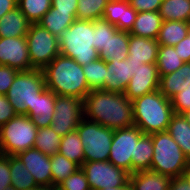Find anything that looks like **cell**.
<instances>
[{"instance_id":"6da1fadb","label":"cell","mask_w":190,"mask_h":190,"mask_svg":"<svg viewBox=\"0 0 190 190\" xmlns=\"http://www.w3.org/2000/svg\"><path fill=\"white\" fill-rule=\"evenodd\" d=\"M84 118L116 130L133 126V103L124 93L91 90L83 100Z\"/></svg>"},{"instance_id":"7a4b0ae2","label":"cell","mask_w":190,"mask_h":190,"mask_svg":"<svg viewBox=\"0 0 190 190\" xmlns=\"http://www.w3.org/2000/svg\"><path fill=\"white\" fill-rule=\"evenodd\" d=\"M45 86L56 95L76 96L83 99L91 91L82 65L59 54L43 70Z\"/></svg>"},{"instance_id":"3957f363","label":"cell","mask_w":190,"mask_h":190,"mask_svg":"<svg viewBox=\"0 0 190 190\" xmlns=\"http://www.w3.org/2000/svg\"><path fill=\"white\" fill-rule=\"evenodd\" d=\"M132 103L133 123L144 134L167 131L174 115L169 98L156 90L134 99Z\"/></svg>"},{"instance_id":"277c9868","label":"cell","mask_w":190,"mask_h":190,"mask_svg":"<svg viewBox=\"0 0 190 190\" xmlns=\"http://www.w3.org/2000/svg\"><path fill=\"white\" fill-rule=\"evenodd\" d=\"M95 27L91 20L76 19L59 37L60 54L84 66L99 58L94 48Z\"/></svg>"},{"instance_id":"5b68a950","label":"cell","mask_w":190,"mask_h":190,"mask_svg":"<svg viewBox=\"0 0 190 190\" xmlns=\"http://www.w3.org/2000/svg\"><path fill=\"white\" fill-rule=\"evenodd\" d=\"M153 158L150 170L167 176H183L190 168V161L168 131L150 134Z\"/></svg>"},{"instance_id":"8992f818","label":"cell","mask_w":190,"mask_h":190,"mask_svg":"<svg viewBox=\"0 0 190 190\" xmlns=\"http://www.w3.org/2000/svg\"><path fill=\"white\" fill-rule=\"evenodd\" d=\"M45 88L42 70L19 71L6 97L17 115H27L33 109L37 95Z\"/></svg>"},{"instance_id":"52a82bcc","label":"cell","mask_w":190,"mask_h":190,"mask_svg":"<svg viewBox=\"0 0 190 190\" xmlns=\"http://www.w3.org/2000/svg\"><path fill=\"white\" fill-rule=\"evenodd\" d=\"M38 128L27 115H16L0 127V151L5 155H17L33 148Z\"/></svg>"},{"instance_id":"ba28073f","label":"cell","mask_w":190,"mask_h":190,"mask_svg":"<svg viewBox=\"0 0 190 190\" xmlns=\"http://www.w3.org/2000/svg\"><path fill=\"white\" fill-rule=\"evenodd\" d=\"M84 149V162L108 161L114 130L83 118L77 126Z\"/></svg>"},{"instance_id":"9c48e42d","label":"cell","mask_w":190,"mask_h":190,"mask_svg":"<svg viewBox=\"0 0 190 190\" xmlns=\"http://www.w3.org/2000/svg\"><path fill=\"white\" fill-rule=\"evenodd\" d=\"M32 69L43 70L60 54L58 37L38 23H31L26 35Z\"/></svg>"},{"instance_id":"30bf717a","label":"cell","mask_w":190,"mask_h":190,"mask_svg":"<svg viewBox=\"0 0 190 190\" xmlns=\"http://www.w3.org/2000/svg\"><path fill=\"white\" fill-rule=\"evenodd\" d=\"M144 133L135 125L114 130L108 161L132 174V158Z\"/></svg>"},{"instance_id":"8fae6325","label":"cell","mask_w":190,"mask_h":190,"mask_svg":"<svg viewBox=\"0 0 190 190\" xmlns=\"http://www.w3.org/2000/svg\"><path fill=\"white\" fill-rule=\"evenodd\" d=\"M51 128L64 137L77 129L84 118L83 99L76 96L56 95Z\"/></svg>"},{"instance_id":"7c38bea8","label":"cell","mask_w":190,"mask_h":190,"mask_svg":"<svg viewBox=\"0 0 190 190\" xmlns=\"http://www.w3.org/2000/svg\"><path fill=\"white\" fill-rule=\"evenodd\" d=\"M81 169L86 174L91 190L120 187L129 180L130 176L128 172L109 161L84 162Z\"/></svg>"},{"instance_id":"4fadbf2b","label":"cell","mask_w":190,"mask_h":190,"mask_svg":"<svg viewBox=\"0 0 190 190\" xmlns=\"http://www.w3.org/2000/svg\"><path fill=\"white\" fill-rule=\"evenodd\" d=\"M0 65H7L18 71L31 70L26 36L0 38Z\"/></svg>"},{"instance_id":"5bb4252c","label":"cell","mask_w":190,"mask_h":190,"mask_svg":"<svg viewBox=\"0 0 190 190\" xmlns=\"http://www.w3.org/2000/svg\"><path fill=\"white\" fill-rule=\"evenodd\" d=\"M143 62L115 61V59L106 62V77L104 78V87L102 90L115 93H124L130 79Z\"/></svg>"},{"instance_id":"9a60e30c","label":"cell","mask_w":190,"mask_h":190,"mask_svg":"<svg viewBox=\"0 0 190 190\" xmlns=\"http://www.w3.org/2000/svg\"><path fill=\"white\" fill-rule=\"evenodd\" d=\"M159 80L160 76L156 63H144L140 65L130 79L124 94L130 101H133L138 97L158 90Z\"/></svg>"},{"instance_id":"2e32d148","label":"cell","mask_w":190,"mask_h":190,"mask_svg":"<svg viewBox=\"0 0 190 190\" xmlns=\"http://www.w3.org/2000/svg\"><path fill=\"white\" fill-rule=\"evenodd\" d=\"M34 177L38 186L53 187L50 156L30 148L16 155Z\"/></svg>"},{"instance_id":"e0dca14e","label":"cell","mask_w":190,"mask_h":190,"mask_svg":"<svg viewBox=\"0 0 190 190\" xmlns=\"http://www.w3.org/2000/svg\"><path fill=\"white\" fill-rule=\"evenodd\" d=\"M137 13L128 0H110L105 6L102 18L115 25L118 30L130 32Z\"/></svg>"},{"instance_id":"ac0fdd59","label":"cell","mask_w":190,"mask_h":190,"mask_svg":"<svg viewBox=\"0 0 190 190\" xmlns=\"http://www.w3.org/2000/svg\"><path fill=\"white\" fill-rule=\"evenodd\" d=\"M159 43L156 39L129 34L128 61L155 64Z\"/></svg>"},{"instance_id":"d6986e66","label":"cell","mask_w":190,"mask_h":190,"mask_svg":"<svg viewBox=\"0 0 190 190\" xmlns=\"http://www.w3.org/2000/svg\"><path fill=\"white\" fill-rule=\"evenodd\" d=\"M56 94L45 88L37 95L33 109L27 114L37 128L49 127L52 124Z\"/></svg>"},{"instance_id":"ffe728a7","label":"cell","mask_w":190,"mask_h":190,"mask_svg":"<svg viewBox=\"0 0 190 190\" xmlns=\"http://www.w3.org/2000/svg\"><path fill=\"white\" fill-rule=\"evenodd\" d=\"M190 84V62L178 68L175 72L162 75L159 80L158 90L166 97L171 99L174 95L181 92Z\"/></svg>"},{"instance_id":"44dd1931","label":"cell","mask_w":190,"mask_h":190,"mask_svg":"<svg viewBox=\"0 0 190 190\" xmlns=\"http://www.w3.org/2000/svg\"><path fill=\"white\" fill-rule=\"evenodd\" d=\"M31 22L16 7L0 18V38H16L27 35Z\"/></svg>"},{"instance_id":"7402d4cb","label":"cell","mask_w":190,"mask_h":190,"mask_svg":"<svg viewBox=\"0 0 190 190\" xmlns=\"http://www.w3.org/2000/svg\"><path fill=\"white\" fill-rule=\"evenodd\" d=\"M171 179L152 170L134 172L129 176L134 190H168Z\"/></svg>"},{"instance_id":"603a6c76","label":"cell","mask_w":190,"mask_h":190,"mask_svg":"<svg viewBox=\"0 0 190 190\" xmlns=\"http://www.w3.org/2000/svg\"><path fill=\"white\" fill-rule=\"evenodd\" d=\"M162 22L159 11L138 12L134 26L129 33L144 38L157 39Z\"/></svg>"},{"instance_id":"cb8c5ba5","label":"cell","mask_w":190,"mask_h":190,"mask_svg":"<svg viewBox=\"0 0 190 190\" xmlns=\"http://www.w3.org/2000/svg\"><path fill=\"white\" fill-rule=\"evenodd\" d=\"M129 32L118 30L110 37L106 46L99 51V58L109 62L122 61L128 58Z\"/></svg>"},{"instance_id":"d4e9b609","label":"cell","mask_w":190,"mask_h":190,"mask_svg":"<svg viewBox=\"0 0 190 190\" xmlns=\"http://www.w3.org/2000/svg\"><path fill=\"white\" fill-rule=\"evenodd\" d=\"M76 19V12H63L51 7L38 24L59 37Z\"/></svg>"},{"instance_id":"484cf974","label":"cell","mask_w":190,"mask_h":190,"mask_svg":"<svg viewBox=\"0 0 190 190\" xmlns=\"http://www.w3.org/2000/svg\"><path fill=\"white\" fill-rule=\"evenodd\" d=\"M189 28L190 22L163 21L156 40L159 45L174 47L188 35Z\"/></svg>"},{"instance_id":"4316f807","label":"cell","mask_w":190,"mask_h":190,"mask_svg":"<svg viewBox=\"0 0 190 190\" xmlns=\"http://www.w3.org/2000/svg\"><path fill=\"white\" fill-rule=\"evenodd\" d=\"M167 131L190 161V125L181 114L171 117Z\"/></svg>"},{"instance_id":"83f0119b","label":"cell","mask_w":190,"mask_h":190,"mask_svg":"<svg viewBox=\"0 0 190 190\" xmlns=\"http://www.w3.org/2000/svg\"><path fill=\"white\" fill-rule=\"evenodd\" d=\"M11 186L17 190H30L37 186L34 177L16 155H9Z\"/></svg>"},{"instance_id":"f1b7e54d","label":"cell","mask_w":190,"mask_h":190,"mask_svg":"<svg viewBox=\"0 0 190 190\" xmlns=\"http://www.w3.org/2000/svg\"><path fill=\"white\" fill-rule=\"evenodd\" d=\"M159 14L163 21L190 22V0H163Z\"/></svg>"},{"instance_id":"f546056e","label":"cell","mask_w":190,"mask_h":190,"mask_svg":"<svg viewBox=\"0 0 190 190\" xmlns=\"http://www.w3.org/2000/svg\"><path fill=\"white\" fill-rule=\"evenodd\" d=\"M153 158L152 136L144 134L137 142L135 156L132 158V174L150 170Z\"/></svg>"},{"instance_id":"4dcf8cb0","label":"cell","mask_w":190,"mask_h":190,"mask_svg":"<svg viewBox=\"0 0 190 190\" xmlns=\"http://www.w3.org/2000/svg\"><path fill=\"white\" fill-rule=\"evenodd\" d=\"M58 153L75 162L80 167L84 163V149L77 130L62 137Z\"/></svg>"},{"instance_id":"1f68e13d","label":"cell","mask_w":190,"mask_h":190,"mask_svg":"<svg viewBox=\"0 0 190 190\" xmlns=\"http://www.w3.org/2000/svg\"><path fill=\"white\" fill-rule=\"evenodd\" d=\"M183 64L184 61L173 46L159 45L156 65L160 77L175 72Z\"/></svg>"},{"instance_id":"d6a6232c","label":"cell","mask_w":190,"mask_h":190,"mask_svg":"<svg viewBox=\"0 0 190 190\" xmlns=\"http://www.w3.org/2000/svg\"><path fill=\"white\" fill-rule=\"evenodd\" d=\"M53 187H57L68 176L81 168L75 162L67 159L60 153L50 156Z\"/></svg>"},{"instance_id":"836d02e7","label":"cell","mask_w":190,"mask_h":190,"mask_svg":"<svg viewBox=\"0 0 190 190\" xmlns=\"http://www.w3.org/2000/svg\"><path fill=\"white\" fill-rule=\"evenodd\" d=\"M61 139L62 137L51 126L38 128L33 148L40 150L45 155L52 156L59 151Z\"/></svg>"},{"instance_id":"e575fe53","label":"cell","mask_w":190,"mask_h":190,"mask_svg":"<svg viewBox=\"0 0 190 190\" xmlns=\"http://www.w3.org/2000/svg\"><path fill=\"white\" fill-rule=\"evenodd\" d=\"M82 68L90 90H98L104 87L106 61L98 58L95 61L82 66Z\"/></svg>"},{"instance_id":"d590c367","label":"cell","mask_w":190,"mask_h":190,"mask_svg":"<svg viewBox=\"0 0 190 190\" xmlns=\"http://www.w3.org/2000/svg\"><path fill=\"white\" fill-rule=\"evenodd\" d=\"M52 0H18L17 7L31 23L38 21L51 8Z\"/></svg>"},{"instance_id":"8d00e7d4","label":"cell","mask_w":190,"mask_h":190,"mask_svg":"<svg viewBox=\"0 0 190 190\" xmlns=\"http://www.w3.org/2000/svg\"><path fill=\"white\" fill-rule=\"evenodd\" d=\"M77 19L96 20L103 17L105 6L110 0H77Z\"/></svg>"},{"instance_id":"74e56055","label":"cell","mask_w":190,"mask_h":190,"mask_svg":"<svg viewBox=\"0 0 190 190\" xmlns=\"http://www.w3.org/2000/svg\"><path fill=\"white\" fill-rule=\"evenodd\" d=\"M93 23L95 27L93 46L99 52L106 46L110 37L113 36L118 29L104 18L93 20Z\"/></svg>"},{"instance_id":"f35d334b","label":"cell","mask_w":190,"mask_h":190,"mask_svg":"<svg viewBox=\"0 0 190 190\" xmlns=\"http://www.w3.org/2000/svg\"><path fill=\"white\" fill-rule=\"evenodd\" d=\"M57 188L59 190H91L86 174L81 168L68 176Z\"/></svg>"},{"instance_id":"ab89813d","label":"cell","mask_w":190,"mask_h":190,"mask_svg":"<svg viewBox=\"0 0 190 190\" xmlns=\"http://www.w3.org/2000/svg\"><path fill=\"white\" fill-rule=\"evenodd\" d=\"M174 114H181L190 109V84L171 99Z\"/></svg>"},{"instance_id":"60d3db41","label":"cell","mask_w":190,"mask_h":190,"mask_svg":"<svg viewBox=\"0 0 190 190\" xmlns=\"http://www.w3.org/2000/svg\"><path fill=\"white\" fill-rule=\"evenodd\" d=\"M19 71L7 65H0V94L6 95Z\"/></svg>"},{"instance_id":"b9f144b4","label":"cell","mask_w":190,"mask_h":190,"mask_svg":"<svg viewBox=\"0 0 190 190\" xmlns=\"http://www.w3.org/2000/svg\"><path fill=\"white\" fill-rule=\"evenodd\" d=\"M9 155L0 154V190L11 186Z\"/></svg>"},{"instance_id":"7bdbcfd3","label":"cell","mask_w":190,"mask_h":190,"mask_svg":"<svg viewBox=\"0 0 190 190\" xmlns=\"http://www.w3.org/2000/svg\"><path fill=\"white\" fill-rule=\"evenodd\" d=\"M137 12L159 11L163 0H128Z\"/></svg>"},{"instance_id":"ee69618b","label":"cell","mask_w":190,"mask_h":190,"mask_svg":"<svg viewBox=\"0 0 190 190\" xmlns=\"http://www.w3.org/2000/svg\"><path fill=\"white\" fill-rule=\"evenodd\" d=\"M16 115L17 114L9 103L6 95L0 94V127Z\"/></svg>"},{"instance_id":"f6af8a7d","label":"cell","mask_w":190,"mask_h":190,"mask_svg":"<svg viewBox=\"0 0 190 190\" xmlns=\"http://www.w3.org/2000/svg\"><path fill=\"white\" fill-rule=\"evenodd\" d=\"M180 58L184 62H190V35L188 34L183 40L174 46Z\"/></svg>"},{"instance_id":"bcb514c9","label":"cell","mask_w":190,"mask_h":190,"mask_svg":"<svg viewBox=\"0 0 190 190\" xmlns=\"http://www.w3.org/2000/svg\"><path fill=\"white\" fill-rule=\"evenodd\" d=\"M77 0H52L51 7L63 12H76Z\"/></svg>"},{"instance_id":"7dc6e473","label":"cell","mask_w":190,"mask_h":190,"mask_svg":"<svg viewBox=\"0 0 190 190\" xmlns=\"http://www.w3.org/2000/svg\"><path fill=\"white\" fill-rule=\"evenodd\" d=\"M168 190H190L189 179L185 175L173 177L170 180Z\"/></svg>"},{"instance_id":"c3c4849f","label":"cell","mask_w":190,"mask_h":190,"mask_svg":"<svg viewBox=\"0 0 190 190\" xmlns=\"http://www.w3.org/2000/svg\"><path fill=\"white\" fill-rule=\"evenodd\" d=\"M18 0H0V18L17 7Z\"/></svg>"},{"instance_id":"681fc988","label":"cell","mask_w":190,"mask_h":190,"mask_svg":"<svg viewBox=\"0 0 190 190\" xmlns=\"http://www.w3.org/2000/svg\"><path fill=\"white\" fill-rule=\"evenodd\" d=\"M100 190H134L131 182L128 180L124 185L120 187H109Z\"/></svg>"},{"instance_id":"f907efd6","label":"cell","mask_w":190,"mask_h":190,"mask_svg":"<svg viewBox=\"0 0 190 190\" xmlns=\"http://www.w3.org/2000/svg\"><path fill=\"white\" fill-rule=\"evenodd\" d=\"M181 115L187 121V123L190 125V109L184 111L183 113H181Z\"/></svg>"},{"instance_id":"816d5d0a","label":"cell","mask_w":190,"mask_h":190,"mask_svg":"<svg viewBox=\"0 0 190 190\" xmlns=\"http://www.w3.org/2000/svg\"><path fill=\"white\" fill-rule=\"evenodd\" d=\"M30 190H54V187H46V186H36L31 188Z\"/></svg>"},{"instance_id":"f5cc1de1","label":"cell","mask_w":190,"mask_h":190,"mask_svg":"<svg viewBox=\"0 0 190 190\" xmlns=\"http://www.w3.org/2000/svg\"><path fill=\"white\" fill-rule=\"evenodd\" d=\"M184 175L189 179V183H190V168Z\"/></svg>"},{"instance_id":"db71d44e","label":"cell","mask_w":190,"mask_h":190,"mask_svg":"<svg viewBox=\"0 0 190 190\" xmlns=\"http://www.w3.org/2000/svg\"><path fill=\"white\" fill-rule=\"evenodd\" d=\"M6 190H17V189L15 187L10 186Z\"/></svg>"}]
</instances>
